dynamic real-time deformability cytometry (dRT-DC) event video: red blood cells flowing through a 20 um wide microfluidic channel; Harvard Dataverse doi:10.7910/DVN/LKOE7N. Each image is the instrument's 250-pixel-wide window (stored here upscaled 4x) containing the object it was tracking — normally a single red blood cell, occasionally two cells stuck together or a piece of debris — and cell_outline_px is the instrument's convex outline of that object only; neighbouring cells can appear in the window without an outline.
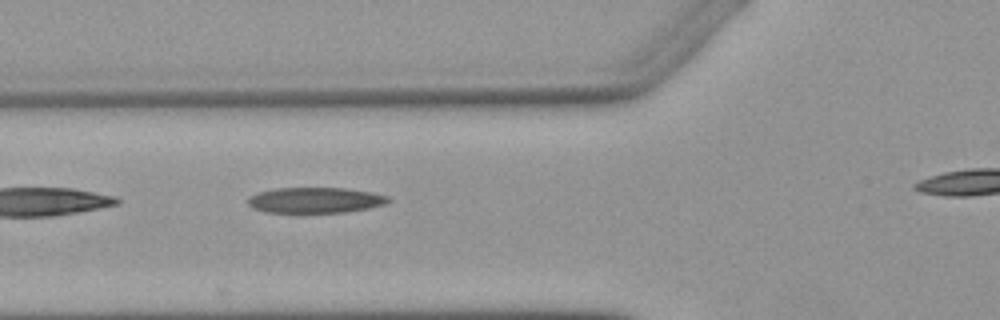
{"species": "Egyptian fruit bat (a non-hibernating species)", "species_latin": "Rousettus aegyptiacus", "temperature_condition": "warm", "stored_images_in_passage": 4, "segment_of_instrument_passage": [1, 2], "camera_frame_rate_fps": 3000, "um_per_image_px": 0.085, "animal": {"sex": "female"}, "frame": {"image": 1, "passage_image": 3, "time_ms": 2.333, "image_size_px": [1000, 320], "cell_outline_px": [[392, 200], [384, 204], [368, 208], [344, 212], [268, 212], [252, 208], [248, 204], [248, 200], [252, 196], [260, 192], [276, 188], [344, 188], [372, 192], [388, 196]], "centroid_in_image_um": [26.83, 17.01], "position_along_channel_um": 99.0, "area_um2": 20.69}}